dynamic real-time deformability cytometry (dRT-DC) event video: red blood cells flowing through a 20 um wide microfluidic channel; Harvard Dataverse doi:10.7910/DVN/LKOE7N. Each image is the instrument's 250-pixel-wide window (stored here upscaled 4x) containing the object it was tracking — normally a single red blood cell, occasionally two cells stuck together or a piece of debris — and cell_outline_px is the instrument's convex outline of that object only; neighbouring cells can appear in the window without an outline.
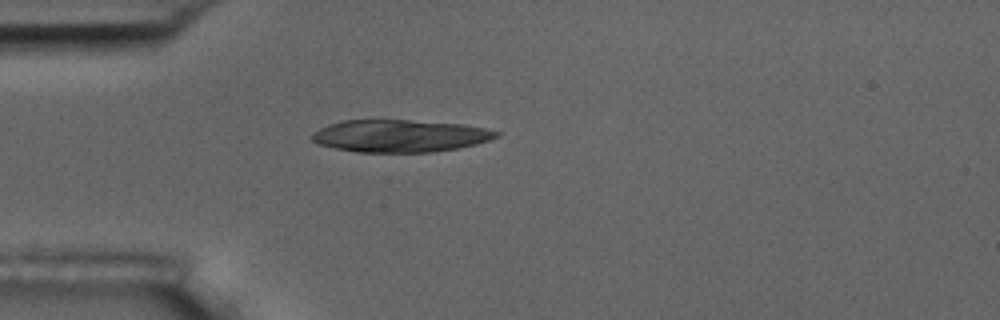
{"species": "common noctule bat (a hibernating species)", "species_latin": "Nyctalus noctula", "temperature_condition": "room temperature", "stored_images_in_passage": 3, "camera_frame_rate_fps": 3000, "um_per_image_px": 0.085, "animal": {"sex": "male", "body_mass_g": 17.5, "forearm_length_mm": 52.3}, "frame": {"image": 1, "passage_image": 3, "time_ms": 3.333, "image_size_px": [1000, 320], "cell_outline_px": [[500, 136], [476, 144], [456, 148], [432, 152], [356, 152], [316, 144], [312, 140], [312, 136], [320, 128], [328, 124], [344, 120], [408, 120], [460, 124], [484, 128], [500, 132]], "centroid_in_image_um": [33.98, 11.55], "position_along_channel_um": 51.0, "area_um2": 34.51}}